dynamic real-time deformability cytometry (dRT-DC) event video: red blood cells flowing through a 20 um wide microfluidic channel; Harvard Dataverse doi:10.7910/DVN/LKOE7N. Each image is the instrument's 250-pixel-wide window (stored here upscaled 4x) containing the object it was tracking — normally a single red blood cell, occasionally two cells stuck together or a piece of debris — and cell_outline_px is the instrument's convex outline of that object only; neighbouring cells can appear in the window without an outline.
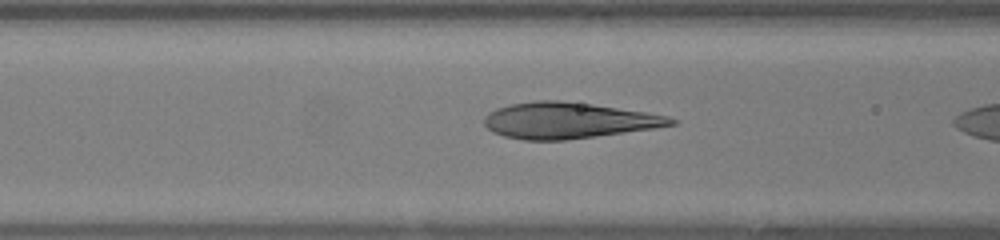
{"species": "human", "species_latin": "Homo sapiens", "temperature_condition": "warm", "stored_images_in_passage": 7, "camera_frame_rate_fps": 3000, "um_per_image_px": 0.085, "donor": {"sex": "female"}, "frame": {"image": 1, "passage_image": 6, "time_ms": 1.667, "image_size_px": [1000, 240], "cell_outline_px": [[676, 124], [656, 128], [596, 136], [564, 140], [524, 140], [504, 136], [492, 132], [484, 124], [484, 116], [488, 112], [496, 108], [508, 104], [532, 100], [560, 100], [592, 104], [644, 112], [668, 116], [676, 120]], "centroid_in_image_um": [48.25, 10.23], "position_along_channel_um": 118.3, "area_um2": 39.25}}